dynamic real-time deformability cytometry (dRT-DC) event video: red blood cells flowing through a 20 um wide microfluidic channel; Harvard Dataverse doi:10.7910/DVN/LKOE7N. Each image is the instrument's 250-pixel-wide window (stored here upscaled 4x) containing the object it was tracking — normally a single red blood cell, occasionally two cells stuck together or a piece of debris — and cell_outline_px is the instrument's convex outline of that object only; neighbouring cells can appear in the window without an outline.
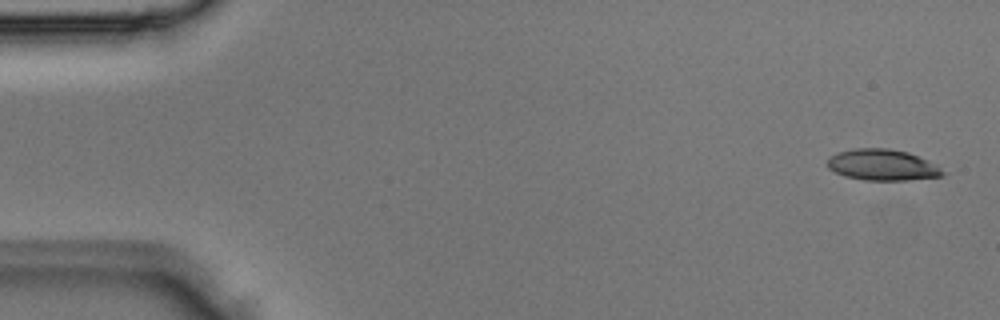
{"species": "Egyptian fruit bat (a non-hibernating species)", "species_latin": "Rousettus aegyptiacus", "temperature_condition": "room temperature", "stored_images_in_passage": 4, "camera_frame_rate_fps": 3000, "um_per_image_px": 0.085, "animal": {"sex": "male"}, "frame": {"image": 1, "passage_image": 1, "time_ms": 0.0, "image_size_px": [1000, 320], "cell_outline_px": [[948, 172], [944, 176], [908, 180], [864, 180], [844, 176], [828, 168], [828, 160], [832, 156], [840, 152], [856, 148], [888, 148], [908, 152], [928, 160], [936, 164]], "centroid_in_image_um": [75.08, 14.03], "position_along_channel_um": 9.9, "area_um2": 20.98}}